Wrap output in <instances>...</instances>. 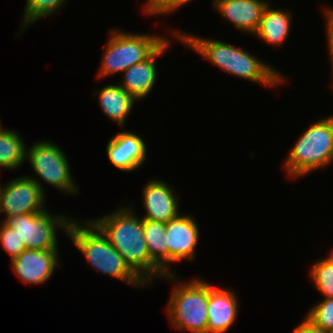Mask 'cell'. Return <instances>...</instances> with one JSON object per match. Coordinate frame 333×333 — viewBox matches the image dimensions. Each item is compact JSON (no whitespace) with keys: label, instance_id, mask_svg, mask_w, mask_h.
Returning <instances> with one entry per match:
<instances>
[{"label":"cell","instance_id":"cell-21","mask_svg":"<svg viewBox=\"0 0 333 333\" xmlns=\"http://www.w3.org/2000/svg\"><path fill=\"white\" fill-rule=\"evenodd\" d=\"M66 0H26L23 20L19 34L35 22L60 11Z\"/></svg>","mask_w":333,"mask_h":333},{"label":"cell","instance_id":"cell-17","mask_svg":"<svg viewBox=\"0 0 333 333\" xmlns=\"http://www.w3.org/2000/svg\"><path fill=\"white\" fill-rule=\"evenodd\" d=\"M291 21L292 14L289 11L271 8L270 3H268L255 35L270 46H280L288 38Z\"/></svg>","mask_w":333,"mask_h":333},{"label":"cell","instance_id":"cell-6","mask_svg":"<svg viewBox=\"0 0 333 333\" xmlns=\"http://www.w3.org/2000/svg\"><path fill=\"white\" fill-rule=\"evenodd\" d=\"M166 40V37L156 34H133L114 29L102 53L97 78L123 73L149 58Z\"/></svg>","mask_w":333,"mask_h":333},{"label":"cell","instance_id":"cell-4","mask_svg":"<svg viewBox=\"0 0 333 333\" xmlns=\"http://www.w3.org/2000/svg\"><path fill=\"white\" fill-rule=\"evenodd\" d=\"M333 161V115L311 124L298 137L284 162L292 179L329 166Z\"/></svg>","mask_w":333,"mask_h":333},{"label":"cell","instance_id":"cell-7","mask_svg":"<svg viewBox=\"0 0 333 333\" xmlns=\"http://www.w3.org/2000/svg\"><path fill=\"white\" fill-rule=\"evenodd\" d=\"M61 147L49 141H37L26 148V160L37 177H31L43 190L41 180L52 187L58 188L62 193L77 194L79 190L71 176V166ZM40 180V181H39Z\"/></svg>","mask_w":333,"mask_h":333},{"label":"cell","instance_id":"cell-30","mask_svg":"<svg viewBox=\"0 0 333 333\" xmlns=\"http://www.w3.org/2000/svg\"><path fill=\"white\" fill-rule=\"evenodd\" d=\"M0 199H1V184H0ZM1 222V221H0Z\"/></svg>","mask_w":333,"mask_h":333},{"label":"cell","instance_id":"cell-11","mask_svg":"<svg viewBox=\"0 0 333 333\" xmlns=\"http://www.w3.org/2000/svg\"><path fill=\"white\" fill-rule=\"evenodd\" d=\"M58 255V249H25L11 261V266L24 283L43 284L50 279L57 265L60 268Z\"/></svg>","mask_w":333,"mask_h":333},{"label":"cell","instance_id":"cell-19","mask_svg":"<svg viewBox=\"0 0 333 333\" xmlns=\"http://www.w3.org/2000/svg\"><path fill=\"white\" fill-rule=\"evenodd\" d=\"M143 231L150 258L168 274V245L164 238L165 223L143 219Z\"/></svg>","mask_w":333,"mask_h":333},{"label":"cell","instance_id":"cell-26","mask_svg":"<svg viewBox=\"0 0 333 333\" xmlns=\"http://www.w3.org/2000/svg\"><path fill=\"white\" fill-rule=\"evenodd\" d=\"M324 18H325V21H326V31H327V42H328V51L329 52V55H330V60H331V68L333 70V9L332 8H327V9H324ZM333 72V71H332Z\"/></svg>","mask_w":333,"mask_h":333},{"label":"cell","instance_id":"cell-12","mask_svg":"<svg viewBox=\"0 0 333 333\" xmlns=\"http://www.w3.org/2000/svg\"><path fill=\"white\" fill-rule=\"evenodd\" d=\"M106 155L115 168L132 172L144 164L147 158V144L139 135L126 130L109 139Z\"/></svg>","mask_w":333,"mask_h":333},{"label":"cell","instance_id":"cell-9","mask_svg":"<svg viewBox=\"0 0 333 333\" xmlns=\"http://www.w3.org/2000/svg\"><path fill=\"white\" fill-rule=\"evenodd\" d=\"M29 176L14 178L1 185L0 214L4 221L26 213L45 211L46 192Z\"/></svg>","mask_w":333,"mask_h":333},{"label":"cell","instance_id":"cell-24","mask_svg":"<svg viewBox=\"0 0 333 333\" xmlns=\"http://www.w3.org/2000/svg\"><path fill=\"white\" fill-rule=\"evenodd\" d=\"M0 247L9 254L11 261L26 249L24 241L5 221L0 222Z\"/></svg>","mask_w":333,"mask_h":333},{"label":"cell","instance_id":"cell-3","mask_svg":"<svg viewBox=\"0 0 333 333\" xmlns=\"http://www.w3.org/2000/svg\"><path fill=\"white\" fill-rule=\"evenodd\" d=\"M67 235L78 251L84 255L89 266L102 274L124 281L132 287H146V284L130 269L124 258L90 219L76 221L72 218Z\"/></svg>","mask_w":333,"mask_h":333},{"label":"cell","instance_id":"cell-29","mask_svg":"<svg viewBox=\"0 0 333 333\" xmlns=\"http://www.w3.org/2000/svg\"><path fill=\"white\" fill-rule=\"evenodd\" d=\"M327 333H333V328L328 330Z\"/></svg>","mask_w":333,"mask_h":333},{"label":"cell","instance_id":"cell-25","mask_svg":"<svg viewBox=\"0 0 333 333\" xmlns=\"http://www.w3.org/2000/svg\"><path fill=\"white\" fill-rule=\"evenodd\" d=\"M192 0H148L145 4L144 11L147 15H158V14H171L180 9L184 4L186 5Z\"/></svg>","mask_w":333,"mask_h":333},{"label":"cell","instance_id":"cell-28","mask_svg":"<svg viewBox=\"0 0 333 333\" xmlns=\"http://www.w3.org/2000/svg\"><path fill=\"white\" fill-rule=\"evenodd\" d=\"M326 259L333 263V252Z\"/></svg>","mask_w":333,"mask_h":333},{"label":"cell","instance_id":"cell-27","mask_svg":"<svg viewBox=\"0 0 333 333\" xmlns=\"http://www.w3.org/2000/svg\"><path fill=\"white\" fill-rule=\"evenodd\" d=\"M292 333H327L320 326L315 325L307 317H304V320L300 325L295 327Z\"/></svg>","mask_w":333,"mask_h":333},{"label":"cell","instance_id":"cell-16","mask_svg":"<svg viewBox=\"0 0 333 333\" xmlns=\"http://www.w3.org/2000/svg\"><path fill=\"white\" fill-rule=\"evenodd\" d=\"M167 39L149 58L127 68L122 74V81L118 83L135 100L147 97L157 80L156 58L170 47Z\"/></svg>","mask_w":333,"mask_h":333},{"label":"cell","instance_id":"cell-2","mask_svg":"<svg viewBox=\"0 0 333 333\" xmlns=\"http://www.w3.org/2000/svg\"><path fill=\"white\" fill-rule=\"evenodd\" d=\"M174 32V39L180 40L182 44L187 45L204 59L209 60L210 63L229 74L258 82L266 87H273L285 82L284 76L271 65H267L242 48L223 41L191 35V33L185 34L175 30Z\"/></svg>","mask_w":333,"mask_h":333},{"label":"cell","instance_id":"cell-5","mask_svg":"<svg viewBox=\"0 0 333 333\" xmlns=\"http://www.w3.org/2000/svg\"><path fill=\"white\" fill-rule=\"evenodd\" d=\"M164 279L176 282L166 306L172 327L191 333H206L208 283L199 278L183 282L176 273L166 274Z\"/></svg>","mask_w":333,"mask_h":333},{"label":"cell","instance_id":"cell-20","mask_svg":"<svg viewBox=\"0 0 333 333\" xmlns=\"http://www.w3.org/2000/svg\"><path fill=\"white\" fill-rule=\"evenodd\" d=\"M26 145L14 130H0V167L15 170L26 160Z\"/></svg>","mask_w":333,"mask_h":333},{"label":"cell","instance_id":"cell-13","mask_svg":"<svg viewBox=\"0 0 333 333\" xmlns=\"http://www.w3.org/2000/svg\"><path fill=\"white\" fill-rule=\"evenodd\" d=\"M142 192L146 210L142 219L167 223L180 214L178 196L167 182L153 178L143 186Z\"/></svg>","mask_w":333,"mask_h":333},{"label":"cell","instance_id":"cell-23","mask_svg":"<svg viewBox=\"0 0 333 333\" xmlns=\"http://www.w3.org/2000/svg\"><path fill=\"white\" fill-rule=\"evenodd\" d=\"M315 325L320 326L324 331L333 328V298L322 299L305 315Z\"/></svg>","mask_w":333,"mask_h":333},{"label":"cell","instance_id":"cell-14","mask_svg":"<svg viewBox=\"0 0 333 333\" xmlns=\"http://www.w3.org/2000/svg\"><path fill=\"white\" fill-rule=\"evenodd\" d=\"M238 297L227 288L213 287L208 283V322L206 333H225L238 315Z\"/></svg>","mask_w":333,"mask_h":333},{"label":"cell","instance_id":"cell-18","mask_svg":"<svg viewBox=\"0 0 333 333\" xmlns=\"http://www.w3.org/2000/svg\"><path fill=\"white\" fill-rule=\"evenodd\" d=\"M95 92L94 95H98L99 105L104 114L124 128L125 120L131 113L136 100L118 83L106 85L100 90L98 88Z\"/></svg>","mask_w":333,"mask_h":333},{"label":"cell","instance_id":"cell-10","mask_svg":"<svg viewBox=\"0 0 333 333\" xmlns=\"http://www.w3.org/2000/svg\"><path fill=\"white\" fill-rule=\"evenodd\" d=\"M191 215L179 214L165 223V241L168 245V274L175 273L170 263L176 264L183 259H195V247L199 241V227Z\"/></svg>","mask_w":333,"mask_h":333},{"label":"cell","instance_id":"cell-8","mask_svg":"<svg viewBox=\"0 0 333 333\" xmlns=\"http://www.w3.org/2000/svg\"><path fill=\"white\" fill-rule=\"evenodd\" d=\"M71 218L64 215H51L45 210L40 213H26L9 218L6 223L16 230L26 249H58L57 230L67 234Z\"/></svg>","mask_w":333,"mask_h":333},{"label":"cell","instance_id":"cell-1","mask_svg":"<svg viewBox=\"0 0 333 333\" xmlns=\"http://www.w3.org/2000/svg\"><path fill=\"white\" fill-rule=\"evenodd\" d=\"M134 211L133 206H121L91 221L107 237L130 269L146 285H151L166 273L150 258L144 238L143 219L137 217Z\"/></svg>","mask_w":333,"mask_h":333},{"label":"cell","instance_id":"cell-15","mask_svg":"<svg viewBox=\"0 0 333 333\" xmlns=\"http://www.w3.org/2000/svg\"><path fill=\"white\" fill-rule=\"evenodd\" d=\"M215 10L238 30L254 35L260 25L266 0H213Z\"/></svg>","mask_w":333,"mask_h":333},{"label":"cell","instance_id":"cell-22","mask_svg":"<svg viewBox=\"0 0 333 333\" xmlns=\"http://www.w3.org/2000/svg\"><path fill=\"white\" fill-rule=\"evenodd\" d=\"M310 276L323 299L333 298V263L326 257L314 262Z\"/></svg>","mask_w":333,"mask_h":333}]
</instances>
